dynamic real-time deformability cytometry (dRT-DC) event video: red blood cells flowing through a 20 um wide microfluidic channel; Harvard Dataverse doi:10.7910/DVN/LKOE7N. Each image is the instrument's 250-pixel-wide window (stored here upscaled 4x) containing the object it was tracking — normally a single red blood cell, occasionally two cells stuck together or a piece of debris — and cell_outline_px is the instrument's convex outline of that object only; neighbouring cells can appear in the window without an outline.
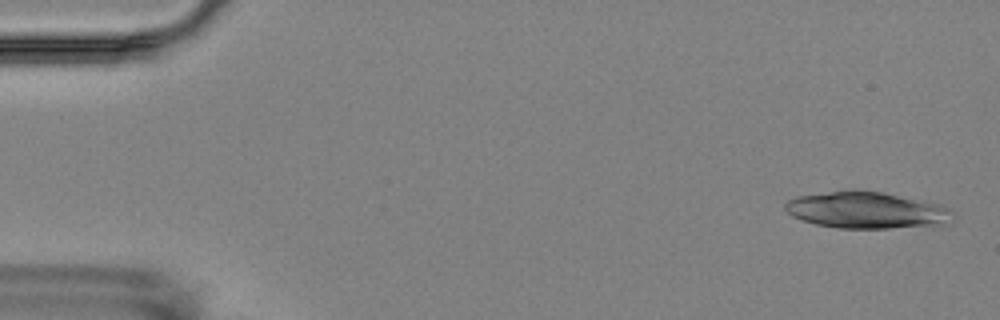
{"species": "Egyptian fruit bat (a non-hibernating species)", "species_latin": "Rousettus aegyptiacus", "temperature_condition": "room temperature", "stored_images_in_passage": 4, "camera_frame_rate_fps": 3000, "um_per_image_px": 0.085, "animal": {"sex": "female"}, "frame": {"image": 1, "passage_image": 1, "time_ms": 0.0, "image_size_px": [1000, 320], "cell_outline_px": [[956, 216], [944, 224], [888, 228], [836, 228], [816, 224], [792, 216], [784, 208], [784, 204], [788, 200], [796, 196], [848, 188], [856, 188], [884, 192], [940, 204], [956, 212]], "centroid_in_image_um": [73.65, 17.83], "position_along_channel_um": 11.4, "area_um2": 36.36}}